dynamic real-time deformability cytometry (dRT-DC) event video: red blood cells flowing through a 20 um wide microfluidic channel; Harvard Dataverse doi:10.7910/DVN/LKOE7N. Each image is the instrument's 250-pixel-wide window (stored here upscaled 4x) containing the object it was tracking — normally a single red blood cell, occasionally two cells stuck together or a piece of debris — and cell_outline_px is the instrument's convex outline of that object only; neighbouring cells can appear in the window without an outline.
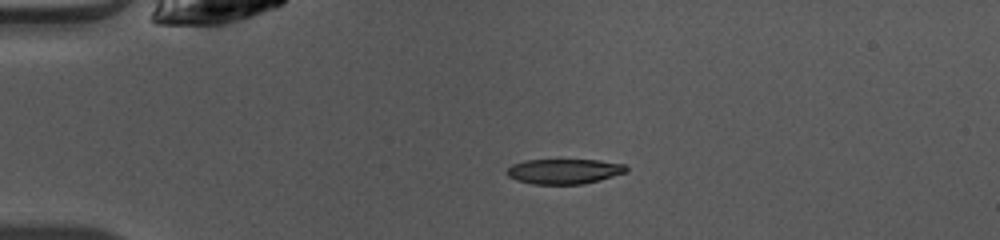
{"species": "common noctule bat (a hibernating species)", "species_latin": "Nyctalus noctula", "temperature_condition": "warm", "stored_images_in_passage": 37, "camera_frame_rate_fps": 3000, "um_per_image_px": 0.085, "animal": {"sex": "female", "body_mass_g": 10.0, "forearm_length_mm": 53.1}, "frame": {"image": 1, "passage_image": 1, "time_ms": 0.0, "image_size_px": [1000, 240], "cell_outline_px": [[628, 172], [600, 180], [584, 184], [532, 184], [516, 180], [508, 176], [504, 172], [512, 164], [524, 160], [600, 160], [624, 164], [628, 168]], "centroid_in_image_um": [47.95, 14.56], "position_along_channel_um": 37.1, "area_um2": 17.63}}
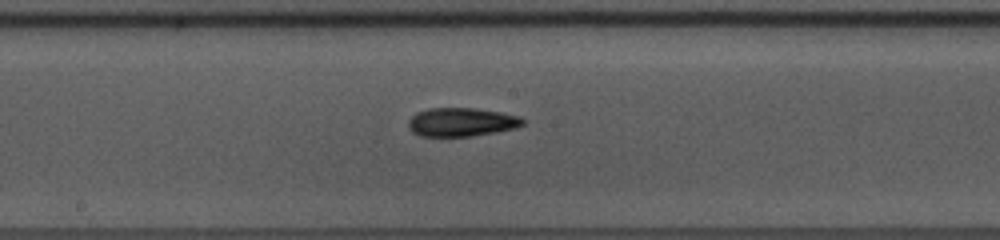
{"frame": {"image": 2, "passage_image": 16, "time_ms": 5.0, "image_size_px": [1000, 240], "cell_outline_px": [[524, 124], [516, 128], [496, 132], [472, 136], [420, 136], [412, 132], [408, 128], [408, 120], [416, 112], [428, 108], [476, 108], [500, 112], [520, 116], [524, 120]], "centroid_in_image_um": [39.21, 10.37], "position_along_channel_um": 209.0, "area_um2": 19.25}}
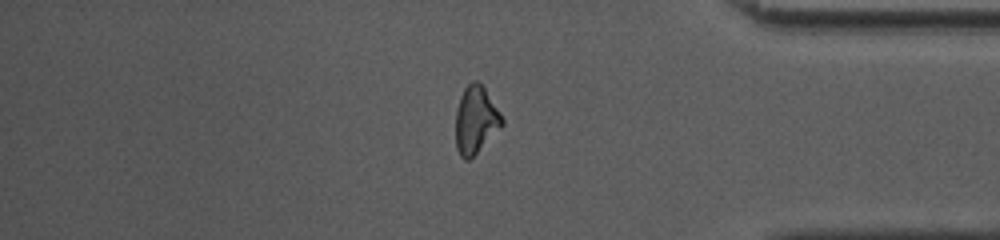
{"frame": {"image": 3, "passage_image": 31, "time_ms": 10.0, "image_size_px": [1000, 240], "cell_outline_px": [[504, 124], [468, 160], [464, 160], [460, 156], [456, 148], [456, 112], [460, 96], [464, 88], [472, 80], [476, 80], [484, 88], [500, 112], [504, 120]], "centroid_in_image_um": [40.42, 10.18], "position_along_channel_um": 394.8, "area_um2": 17.92}}